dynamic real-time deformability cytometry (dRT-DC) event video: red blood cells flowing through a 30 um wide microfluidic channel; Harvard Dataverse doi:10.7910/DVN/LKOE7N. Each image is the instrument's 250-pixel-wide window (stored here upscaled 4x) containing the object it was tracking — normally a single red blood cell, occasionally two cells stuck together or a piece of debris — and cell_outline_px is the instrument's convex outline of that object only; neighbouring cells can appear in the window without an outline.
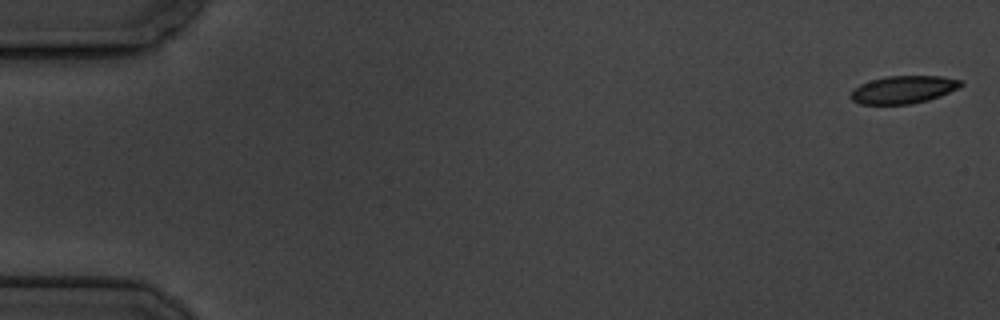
{"species": "common noctule bat (a hibernating species)", "species_latin": "Nyctalus noctula", "temperature_condition": "cold", "stored_images_in_passage": 6, "camera_frame_rate_fps": 3000, "um_per_image_px": 0.085, "animal": {"sex": "male", "body_mass_g": 19.5, "forearm_length_mm": 54.6}, "frame": {"image": 1, "passage_image": 1, "time_ms": 0.0, "image_size_px": [1000, 320], "cell_outline_px": [[964, 84], [940, 96], [928, 100], [912, 104], [860, 104], [852, 100], [848, 96], [860, 84], [884, 76], [940, 76], [964, 80]], "centroid_in_image_um": [76.79, 7.61], "position_along_channel_um": 8.2, "area_um2": 17.74}}
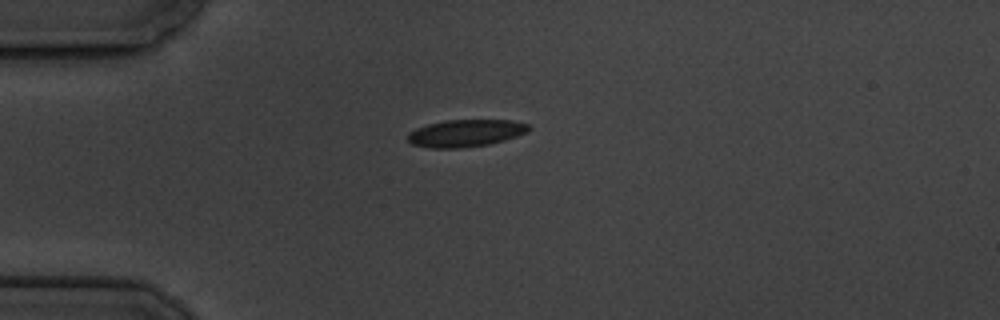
{"frame": {"image": 2, "passage_image": 5, "time_ms": 4.667, "image_size_px": [1000, 320], "cell_outline_px": [[532, 128], [528, 132], [504, 140], [488, 144], [460, 148], [428, 148], [412, 144], [408, 140], [408, 132], [416, 128], [428, 124], [444, 120], [512, 120], [528, 124]], "centroid_in_image_um": [39.58, 11.31], "position_along_channel_um": 45.4, "area_um2": 19.25}}